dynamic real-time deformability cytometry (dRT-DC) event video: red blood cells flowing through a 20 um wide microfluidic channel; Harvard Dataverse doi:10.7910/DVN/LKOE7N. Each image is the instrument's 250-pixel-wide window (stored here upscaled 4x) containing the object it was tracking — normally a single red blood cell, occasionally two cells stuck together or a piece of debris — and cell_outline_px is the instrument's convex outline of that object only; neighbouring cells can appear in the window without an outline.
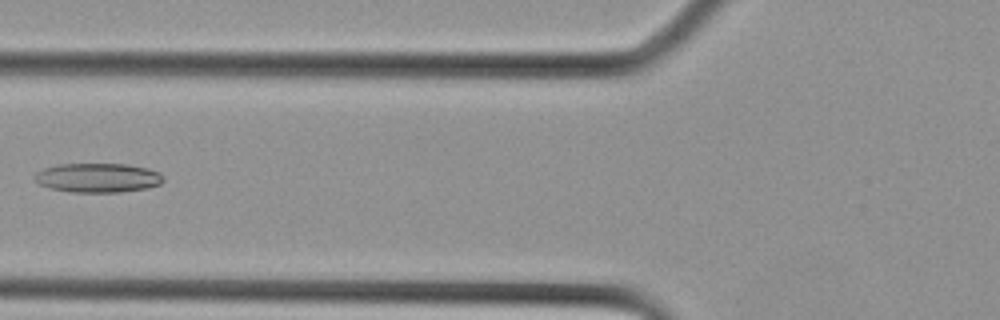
{"species": "Egyptian fruit bat (a non-hibernating species)", "species_latin": "Rousettus aegyptiacus", "temperature_condition": "cold", "stored_images_in_passage": 14, "camera_frame_rate_fps": 3000, "um_per_image_px": 0.085, "animal": {"sex": "female"}, "frame": {"image": 1, "passage_image": 8, "time_ms": 2.333, "image_size_px": [1000, 320], "cell_outline_px": [[164, 180], [160, 184], [148, 188], [120, 192], [72, 192], [52, 188], [40, 184], [32, 176], [36, 172], [44, 168], [56, 164], [128, 164], [148, 168], [160, 172], [164, 176]], "centroid_in_image_um": [8.35, 15.1], "position_along_channel_um": 117.5, "area_um2": 22.08}}
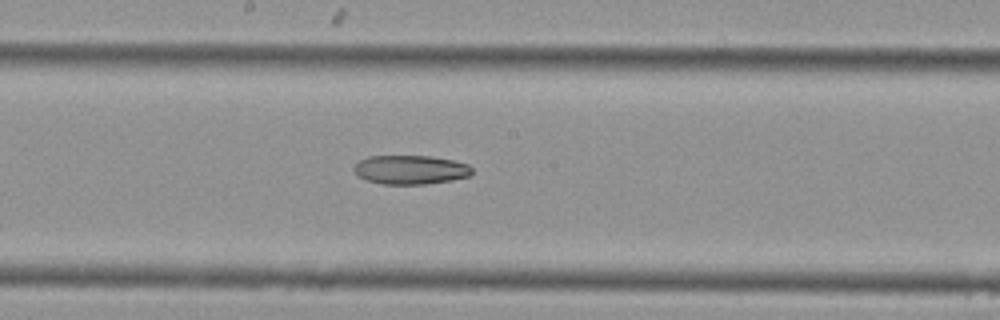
{"frame": {"image": 2, "passage_image": 12, "time_ms": 3.667, "image_size_px": [1000, 320], "cell_outline_px": [[472, 172], [468, 176], [452, 180], [424, 184], [380, 184], [368, 180], [360, 176], [352, 168], [360, 160], [368, 156], [428, 156], [452, 160], [468, 164], [472, 168]], "centroid_in_image_um": [34.89, 14.42], "position_along_channel_um": 213.3, "area_um2": 19.77}}
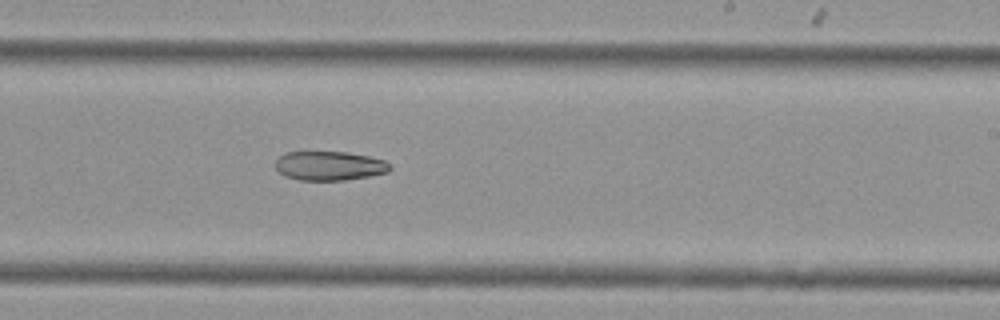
{"frame": {"image": 3, "passage_image": 14, "time_ms": 4.333, "image_size_px": [1000, 320], "cell_outline_px": [[392, 168], [388, 172], [368, 176], [344, 180], [300, 180], [284, 176], [276, 168], [276, 160], [280, 156], [288, 152], [344, 152], [368, 156], [384, 160], [392, 164]], "centroid_in_image_um": [28.02, 14.1], "position_along_channel_um": 261.0, "area_um2": 19.36}}